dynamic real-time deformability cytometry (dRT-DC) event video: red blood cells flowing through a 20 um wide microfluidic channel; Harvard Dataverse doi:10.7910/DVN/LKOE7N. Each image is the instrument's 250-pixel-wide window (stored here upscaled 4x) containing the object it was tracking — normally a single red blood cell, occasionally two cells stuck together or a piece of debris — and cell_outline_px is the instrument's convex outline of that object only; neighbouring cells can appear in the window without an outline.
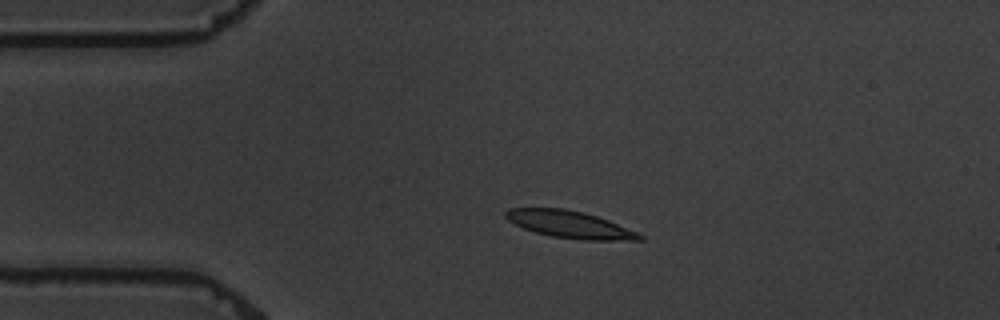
{"species": "common noctule bat (a hibernating species)", "species_latin": "Nyctalus noctula", "temperature_condition": "warm", "stored_images_in_passage": 3, "camera_frame_rate_fps": 3000, "um_per_image_px": 0.085, "animal": {"sex": "male", "body_mass_g": 19.5, "forearm_length_mm": 54.6}, "frame": {"image": 1, "passage_image": 2, "time_ms": 2.0, "image_size_px": [1000, 320], "cell_outline_px": [[644, 240], [580, 240], [552, 236], [536, 232], [524, 228], [508, 220], [504, 216], [504, 212], [508, 208], [564, 208], [584, 212], [608, 220], [640, 232], [644, 236]], "centroid_in_image_um": [48.47, 19.08], "position_along_channel_um": 36.5, "area_um2": 21.27}}